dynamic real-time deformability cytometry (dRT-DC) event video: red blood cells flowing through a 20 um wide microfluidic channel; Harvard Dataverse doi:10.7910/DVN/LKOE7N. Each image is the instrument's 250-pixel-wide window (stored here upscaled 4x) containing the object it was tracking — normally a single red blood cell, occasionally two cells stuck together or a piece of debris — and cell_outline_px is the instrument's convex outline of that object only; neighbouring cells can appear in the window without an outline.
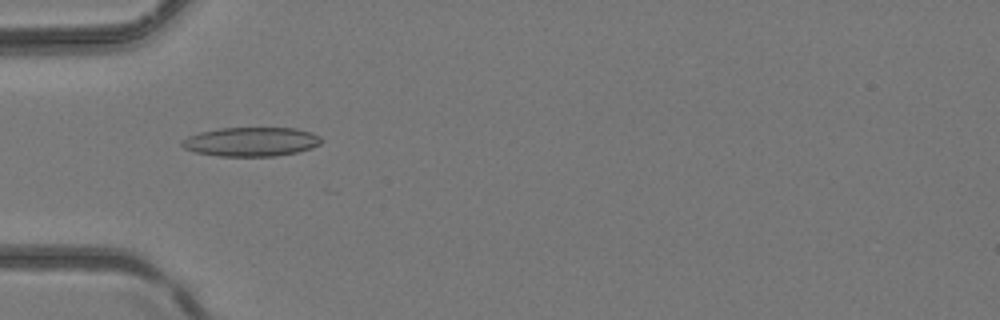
{"species": "common noctule bat (a hibernating species)", "species_latin": "Nyctalus noctula", "temperature_condition": "room temperature", "stored_images_in_passage": 5, "camera_frame_rate_fps": 3000, "um_per_image_px": 0.085, "animal": {"sex": "female", "body_mass_g": 24.6, "forearm_length_mm": 56.2}, "frame": {"image": 1, "passage_image": 5, "time_ms": 1.333, "image_size_px": [1000, 320], "cell_outline_px": [[324, 140], [320, 144], [312, 148], [296, 152], [276, 156], [220, 156], [196, 152], [184, 148], [180, 144], [180, 140], [188, 136], [200, 132], [220, 128], [296, 128], [312, 132], [320, 136]], "centroid_in_image_um": [21.36, 12.04], "position_along_channel_um": 63.6, "area_um2": 23.76}}